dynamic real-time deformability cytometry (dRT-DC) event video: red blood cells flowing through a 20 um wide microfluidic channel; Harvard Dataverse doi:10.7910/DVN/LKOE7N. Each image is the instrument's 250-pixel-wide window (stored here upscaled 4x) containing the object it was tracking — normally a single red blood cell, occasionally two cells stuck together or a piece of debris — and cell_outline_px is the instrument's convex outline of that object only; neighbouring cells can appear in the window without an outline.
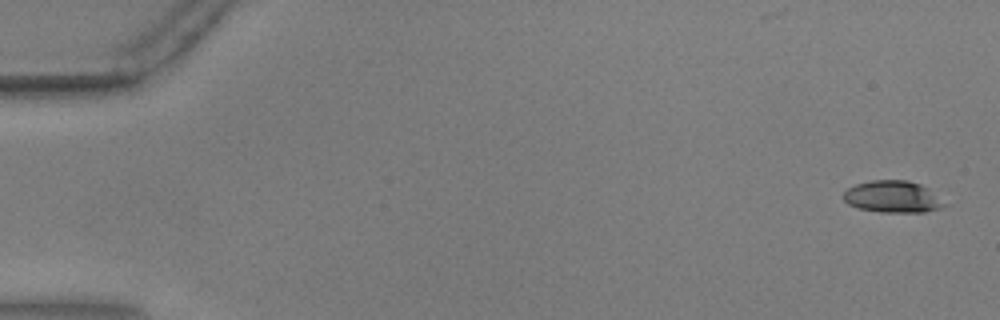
{"species": "common noctule bat (a hibernating species)", "species_latin": "Nyctalus noctula", "temperature_condition": "warm", "stored_images_in_passage": 56, "camera_frame_rate_fps": 3000, "um_per_image_px": 0.085, "animal": {"sex": "male", "body_mass_g": 17.9, "forearm_length_mm": 54.2}, "frame": {"image": 1, "passage_image": 2, "time_ms": 0.333, "image_size_px": [1000, 320], "cell_outline_px": [[948, 204], [940, 208], [924, 212], [880, 212], [856, 208], [848, 204], [844, 200], [844, 192], [848, 188], [856, 184], [872, 180], [908, 180], [920, 184], [928, 188]], "centroid_in_image_um": [75.88, 16.73], "position_along_channel_um": 9.1, "area_um2": 18.79}}
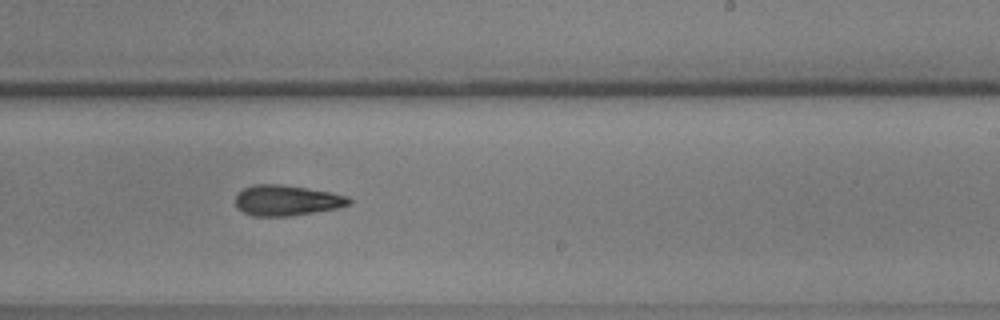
{"frame": {"image": 2, "passage_image": 35, "time_ms": 11.333, "image_size_px": [1000, 320], "cell_outline_px": [[352, 204], [336, 208], [292, 216], [252, 216], [236, 208], [236, 196], [244, 188], [252, 184], [280, 184], [332, 192], [348, 196], [352, 200]], "centroid_in_image_um": [24.38, 17.03], "position_along_channel_um": 264.6, "area_um2": 20.29}}
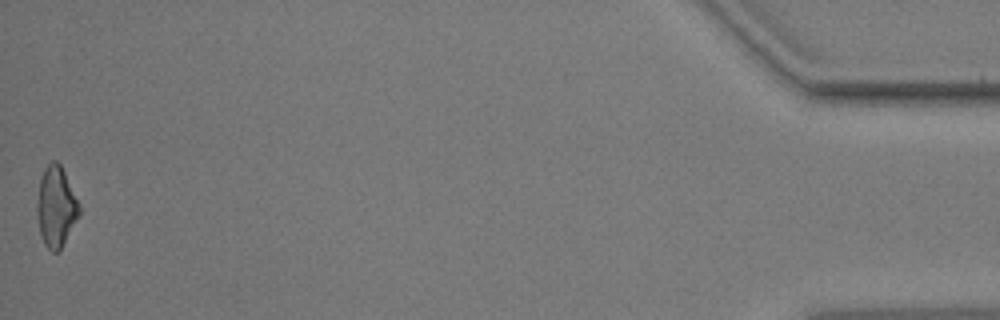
{"frame": {"image": 3, "passage_image": 56, "time_ms": 18.333, "image_size_px": [1000, 320], "cell_outline_px": [[80, 216], [60, 248], [56, 252], [52, 252], [44, 244], [40, 236], [36, 212], [36, 204], [40, 176], [44, 168], [52, 160], [56, 160], [60, 164], [80, 204]], "centroid_in_image_um": [4.75, 17.56], "position_along_channel_um": 430.5, "area_um2": 19.94}, "authors_computed_cell_mechanics": {"area_um2": 20.2589, "velocity_mm_per_s": 3.6555, "shape_relaxation_time_tau1_ms": 3.8692, "shape_relaxation_time_tau2_ms": 8.1811, "deformation_change_tau1": 0.158, "deformation_change_tau2": 0.2051}}